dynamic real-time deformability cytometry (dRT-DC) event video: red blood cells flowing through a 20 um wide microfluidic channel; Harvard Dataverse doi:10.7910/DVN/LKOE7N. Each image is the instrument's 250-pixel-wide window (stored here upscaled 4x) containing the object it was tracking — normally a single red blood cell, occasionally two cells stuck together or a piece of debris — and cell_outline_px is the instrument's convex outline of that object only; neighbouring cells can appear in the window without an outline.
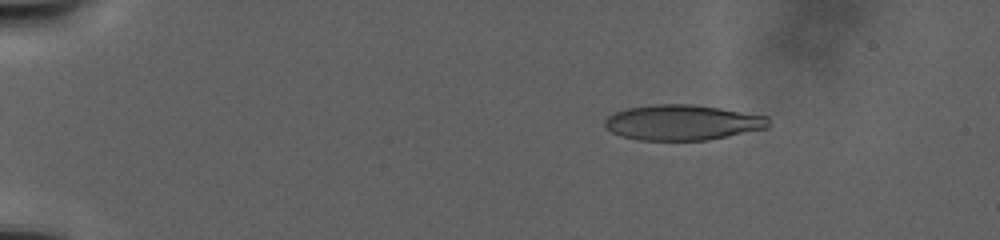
{"species": "human", "species_latin": "Homo sapiens", "temperature_condition": "warm", "stored_images_in_passage": 36, "camera_frame_rate_fps": 3000, "um_per_image_px": 0.085, "donor": {"sex": "male"}, "frame": {"image": 1, "passage_image": 6, "time_ms": 5.333, "image_size_px": [1000, 240], "cell_outline_px": [[768, 128], [708, 140], [636, 140], [620, 136], [612, 132], [604, 124], [604, 120], [608, 116], [616, 112], [628, 108], [656, 104], [692, 104], [720, 108], [768, 116]], "centroid_in_image_um": [58.0, 10.41], "position_along_channel_um": 27.0, "area_um2": 33.7}}
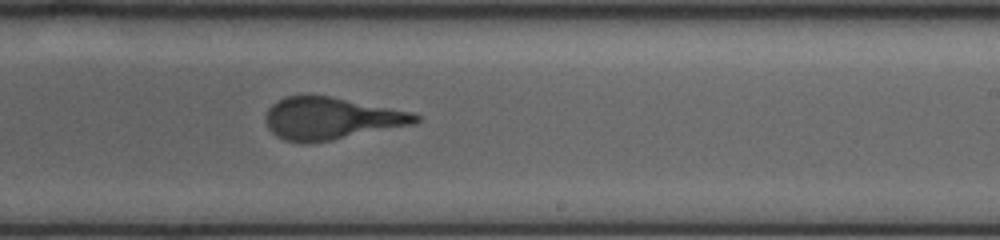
{"frame": {"image": 2, "passage_image": 23, "time_ms": 24.667, "image_size_px": [1000, 240], "cell_outline_px": [[420, 120], [416, 124], [332, 140], [308, 144], [284, 140], [276, 136], [268, 128], [264, 120], [264, 116], [268, 108], [276, 100], [284, 96], [332, 96], [412, 112], [420, 116]], "centroid_in_image_um": [28.12, 10.07], "position_along_channel_um": 260.9, "area_um2": 37.17}}
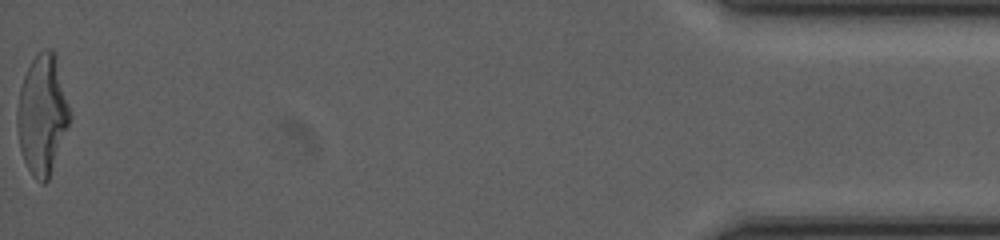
{"frame": {"image": 3, "passage_image": 36, "time_ms": 39.0, "image_size_px": [1000, 240], "cell_outline_px": [[72, 116], [48, 180], [44, 184], [40, 184], [32, 176], [24, 160], [20, 148], [16, 124], [16, 112], [20, 88], [24, 76], [32, 60], [44, 48], [52, 48], [56, 52]], "centroid_in_image_um": [3.61, 9.73], "position_along_channel_um": 431.6, "area_um2": 36.93}}